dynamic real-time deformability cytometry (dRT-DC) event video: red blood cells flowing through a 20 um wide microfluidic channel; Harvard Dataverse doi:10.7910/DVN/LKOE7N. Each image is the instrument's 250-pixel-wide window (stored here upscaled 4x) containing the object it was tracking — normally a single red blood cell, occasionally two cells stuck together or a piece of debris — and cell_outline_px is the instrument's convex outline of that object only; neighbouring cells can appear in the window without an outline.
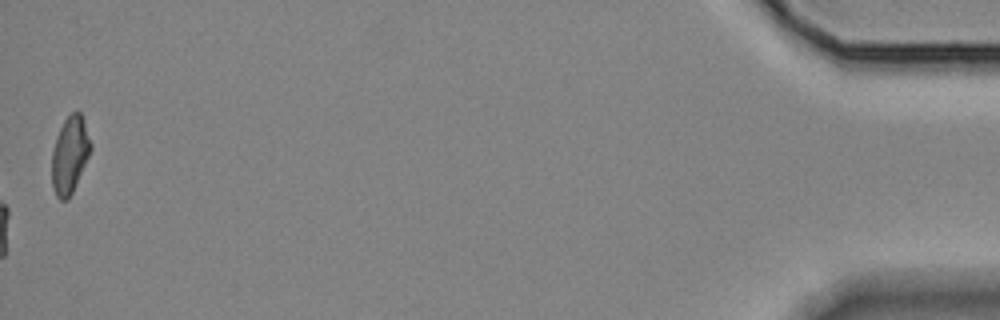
{"species": "Egyptian fruit bat (a non-hibernating species)", "species_latin": "Rousettus aegyptiacus", "temperature_condition": "room temperature", "stored_images_in_passage": 43, "camera_frame_rate_fps": 3000, "um_per_image_px": 0.085, "animal": {"sex": "female"}, "frame": {"image": 1, "passage_image": 43, "time_ms": 14.0, "image_size_px": [1000, 320], "cell_outline_px": [[92, 148], [72, 192], [68, 200], [60, 200], [56, 196], [52, 184], [52, 152], [56, 136], [64, 120], [72, 112], [80, 112], [84, 120], [92, 144]], "centroid_in_image_um": [5.93, 13.15], "position_along_channel_um": 429.3, "area_um2": 17.28}}